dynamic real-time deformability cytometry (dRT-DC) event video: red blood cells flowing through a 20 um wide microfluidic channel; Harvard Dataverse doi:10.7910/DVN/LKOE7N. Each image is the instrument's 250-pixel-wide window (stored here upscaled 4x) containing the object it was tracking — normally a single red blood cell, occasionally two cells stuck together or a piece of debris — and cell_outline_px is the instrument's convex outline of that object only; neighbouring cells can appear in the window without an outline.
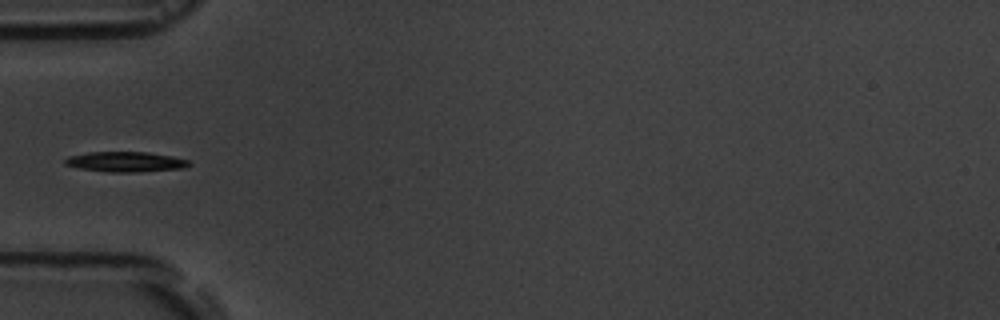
{"species": "common noctule bat (a hibernating species)", "species_latin": "Nyctalus noctula", "temperature_condition": "room temperature", "stored_images_in_passage": 8, "camera_frame_rate_fps": 3000, "um_per_image_px": 0.085, "animal": {"sex": "male", "body_mass_g": 19.5, "forearm_length_mm": 54.6}, "frame": {"image": 1, "passage_image": 5, "time_ms": 4.667, "image_size_px": [1000, 320], "cell_outline_px": [[192, 164], [184, 168], [136, 172], [108, 172], [80, 168], [64, 164], [64, 160], [68, 156], [88, 152], [148, 152], [172, 156], [188, 160]], "centroid_in_image_um": [10.68, 13.75], "position_along_channel_um": 74.3, "area_um2": 14.57}}
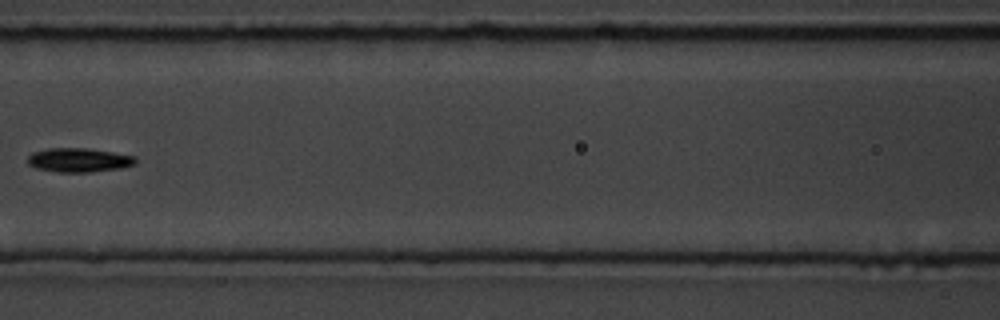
{"frame": {"image": 2, "passage_image": 7, "time_ms": 7.0, "image_size_px": [1000, 320], "cell_outline_px": [[136, 164], [120, 168], [92, 172], [60, 172], [36, 168], [28, 164], [28, 156], [32, 152], [48, 148], [88, 148], [136, 156]], "centroid_in_image_um": [6.71, 13.6], "position_along_channel_um": 159.9, "area_um2": 15.14}}
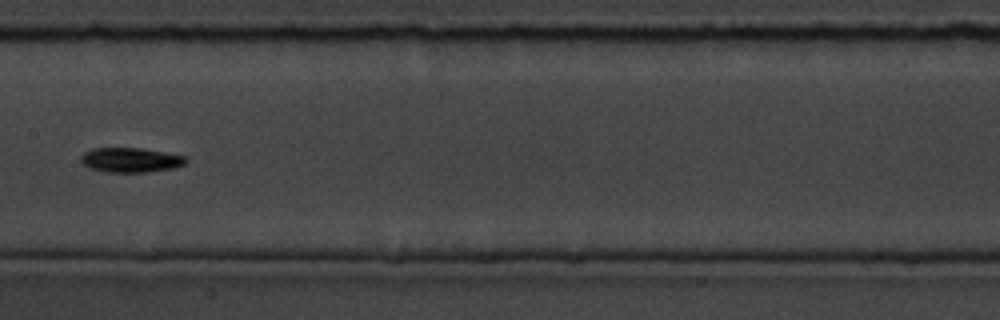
{"frame": {"image": 3, "passage_image": 8, "time_ms": 8.0, "image_size_px": [1000, 320], "cell_outline_px": [[188, 160], [184, 164], [172, 168], [148, 172], [104, 172], [88, 168], [80, 160], [80, 156], [84, 152], [92, 148], [140, 148], [164, 152], [184, 156]], "centroid_in_image_um": [11.05, 13.6], "position_along_channel_um": 196.3, "area_um2": 15.09}}